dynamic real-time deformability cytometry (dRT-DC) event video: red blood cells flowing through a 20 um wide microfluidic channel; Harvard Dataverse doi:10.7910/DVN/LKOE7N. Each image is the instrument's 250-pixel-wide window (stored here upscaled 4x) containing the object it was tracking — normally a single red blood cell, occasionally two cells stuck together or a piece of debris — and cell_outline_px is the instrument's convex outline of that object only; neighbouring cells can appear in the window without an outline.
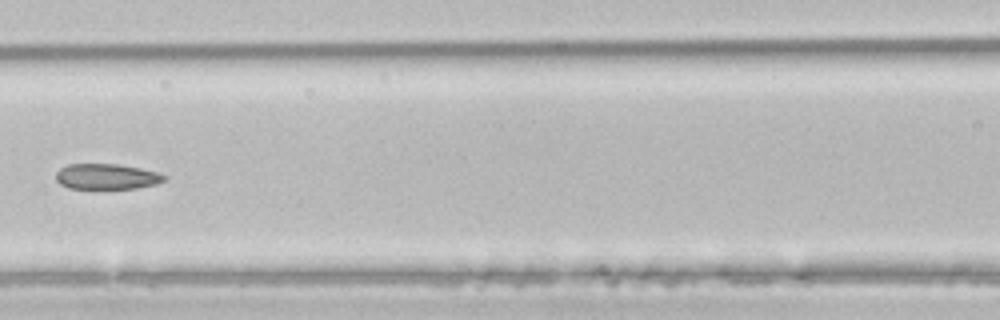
{"species": "common noctule bat (a hibernating species)", "species_latin": "Nyctalus noctula", "temperature_condition": "room temperature", "stored_images_in_passage": 6, "camera_frame_rate_fps": 3000, "um_per_image_px": 0.085, "animal": {"sex": "male", "body_mass_g": 21.5, "forearm_length_mm": 52.0}, "frame": {"image": 1, "passage_image": 6, "time_ms": 1.667, "image_size_px": [1000, 320], "cell_outline_px": [[168, 176], [164, 180], [156, 184], [136, 188], [68, 188], [60, 184], [56, 180], [56, 172], [60, 168], [68, 164], [120, 164], [160, 172]], "centroid_in_image_um": [9.08, 14.99], "position_along_channel_um": 157.5, "area_um2": 16.18}}